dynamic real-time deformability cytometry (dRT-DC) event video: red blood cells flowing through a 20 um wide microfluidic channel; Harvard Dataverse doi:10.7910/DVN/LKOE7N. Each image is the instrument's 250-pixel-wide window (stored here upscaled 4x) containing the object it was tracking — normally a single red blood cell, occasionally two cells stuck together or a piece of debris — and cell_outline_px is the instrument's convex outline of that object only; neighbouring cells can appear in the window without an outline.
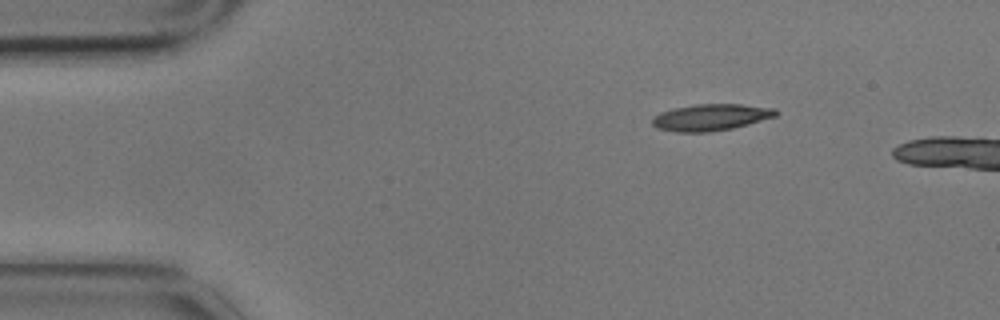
{"species": "common noctule bat (a hibernating species)", "species_latin": "Nyctalus noctula", "temperature_condition": "cold", "stored_images_in_passage": 3, "camera_frame_rate_fps": 3000, "um_per_image_px": 0.085, "animal": {"sex": "male", "body_mass_g": 17.9}, "frame": {"image": 1, "passage_image": 1, "time_ms": 0.0, "image_size_px": [1000, 320], "cell_outline_px": [[780, 112], [776, 116], [748, 124], [732, 128], [708, 132], [676, 132], [656, 128], [652, 124], [652, 116], [660, 112], [672, 108], [696, 104], [740, 104], [776, 108]], "centroid_in_image_um": [60.4, 9.96], "position_along_channel_um": 24.6, "area_um2": 19.31}}